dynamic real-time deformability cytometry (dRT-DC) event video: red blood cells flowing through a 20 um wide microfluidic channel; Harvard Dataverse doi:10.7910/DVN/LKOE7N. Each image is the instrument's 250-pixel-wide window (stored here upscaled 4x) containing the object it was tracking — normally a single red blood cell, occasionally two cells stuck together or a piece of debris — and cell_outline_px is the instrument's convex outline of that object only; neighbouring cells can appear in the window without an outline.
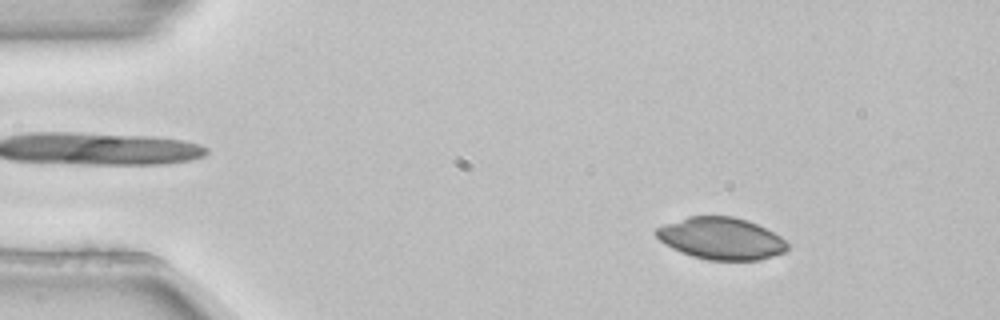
{"species": "common noctule bat (a hibernating species)", "species_latin": "Nyctalus noctula", "temperature_condition": "room temperature", "stored_images_in_passage": 3, "camera_frame_rate_fps": 3000, "um_per_image_px": 0.085, "animal": {"sex": "female", "body_mass_g": 22.7, "forearm_length_mm": 54.2}, "frame": {"image": 1, "passage_image": 1, "time_ms": 0.0, "image_size_px": [1000, 320], "cell_outline_px": [[788, 248], [784, 252], [760, 260], [708, 260], [692, 256], [680, 252], [664, 244], [652, 232], [656, 228], [664, 224], [688, 216], [732, 216], [748, 220], [780, 236], [788, 244]], "centroid_in_image_um": [61.26, 20.27], "position_along_channel_um": 23.7, "area_um2": 32.14}}